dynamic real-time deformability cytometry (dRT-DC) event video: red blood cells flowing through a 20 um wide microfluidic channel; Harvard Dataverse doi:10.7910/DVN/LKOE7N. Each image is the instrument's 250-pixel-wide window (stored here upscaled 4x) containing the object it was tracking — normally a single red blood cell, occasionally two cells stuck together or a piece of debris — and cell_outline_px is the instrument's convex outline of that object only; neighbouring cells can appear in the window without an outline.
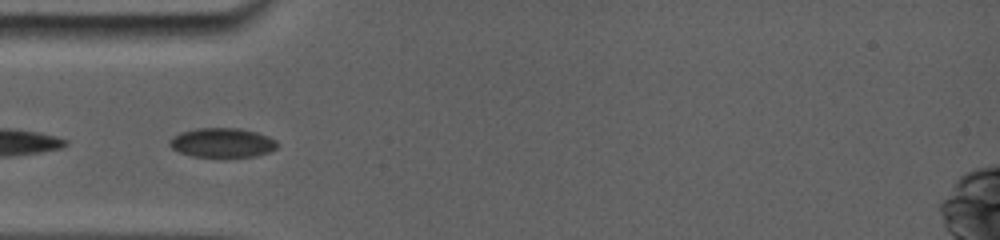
{"species": "common noctule bat (a hibernating species)", "species_latin": "Nyctalus noctula", "temperature_condition": "room temperature", "stored_images_in_passage": 12, "camera_frame_rate_fps": 5000, "um_per_image_px": 0.085, "animal": {"sex": "female", "body_mass_g": 19.0, "forearm_length_mm": 56.7}, "frame": {"image": 1, "passage_image": 1, "time_ms": 0.0, "image_size_px": [1000, 240], "cell_outline_px": [[276, 148], [268, 152], [256, 156], [192, 156], [180, 152], [172, 148], [168, 144], [176, 136], [184, 132], [200, 128], [236, 128], [252, 132], [264, 136], [272, 140], [276, 144]], "centroid_in_image_um": [18.86, 12.14], "position_along_channel_um": 66.1, "area_um2": 17.51}}